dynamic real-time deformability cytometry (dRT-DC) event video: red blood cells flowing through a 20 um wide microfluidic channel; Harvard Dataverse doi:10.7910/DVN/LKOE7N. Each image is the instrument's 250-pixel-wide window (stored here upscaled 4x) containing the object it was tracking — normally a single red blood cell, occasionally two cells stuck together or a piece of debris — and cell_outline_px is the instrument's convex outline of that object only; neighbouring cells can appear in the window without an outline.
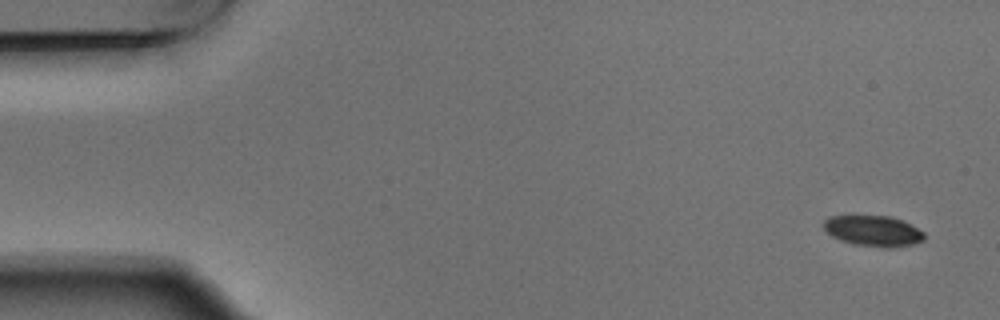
{"species": "Egyptian fruit bat (a non-hibernating species)", "species_latin": "Rousettus aegyptiacus", "temperature_condition": "warm", "stored_images_in_passage": 6, "camera_frame_rate_fps": 3000, "um_per_image_px": 0.085, "animal": {"sex": "male"}, "frame": {"image": 1, "passage_image": 1, "time_ms": 0.0, "image_size_px": [1000, 320], "cell_outline_px": [[924, 240], [912, 244], [856, 244], [840, 240], [832, 236], [824, 228], [824, 220], [828, 216], [852, 212], [888, 216], [900, 220], [924, 232]], "centroid_in_image_um": [74.09, 19.5], "position_along_channel_um": 10.9, "area_um2": 17.69}}
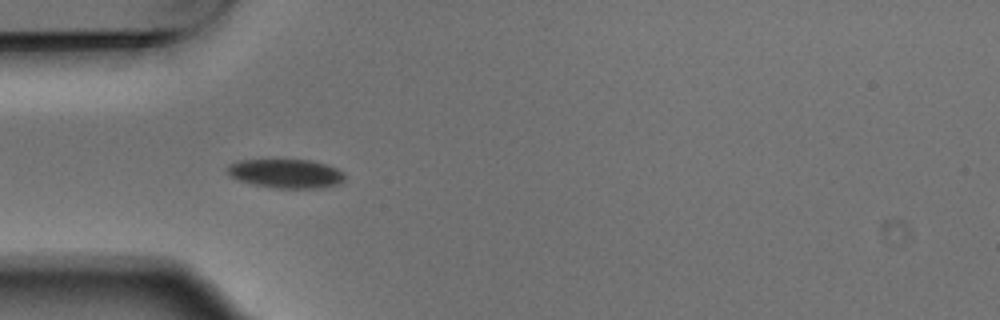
{"frame": {"image": 2, "passage_image": 5, "time_ms": 1.333, "image_size_px": [1000, 320], "cell_outline_px": [[344, 180], [336, 184], [320, 188], [276, 188], [252, 184], [240, 180], [224, 172], [224, 168], [228, 164], [240, 160], [312, 160], [336, 168], [344, 172]], "centroid_in_image_um": [24.26, 14.75], "position_along_channel_um": 60.7, "area_um2": 19.83}}
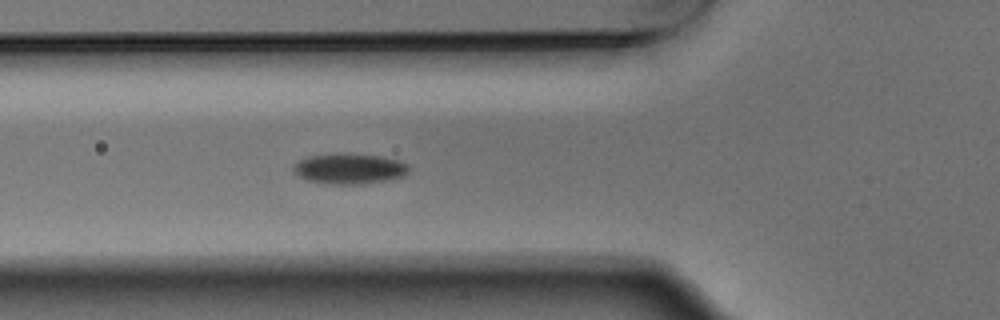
{"frame": {"image": 3, "passage_image": 6, "time_ms": 1.667, "image_size_px": [1000, 320], "cell_outline_px": [[408, 172], [404, 176], [364, 184], [328, 184], [308, 180], [300, 176], [292, 168], [300, 160], [308, 156], [340, 152], [380, 156], [400, 160], [408, 164]], "centroid_in_image_um": [29.72, 14.32], "position_along_channel_um": 96.1, "area_um2": 20.52}}